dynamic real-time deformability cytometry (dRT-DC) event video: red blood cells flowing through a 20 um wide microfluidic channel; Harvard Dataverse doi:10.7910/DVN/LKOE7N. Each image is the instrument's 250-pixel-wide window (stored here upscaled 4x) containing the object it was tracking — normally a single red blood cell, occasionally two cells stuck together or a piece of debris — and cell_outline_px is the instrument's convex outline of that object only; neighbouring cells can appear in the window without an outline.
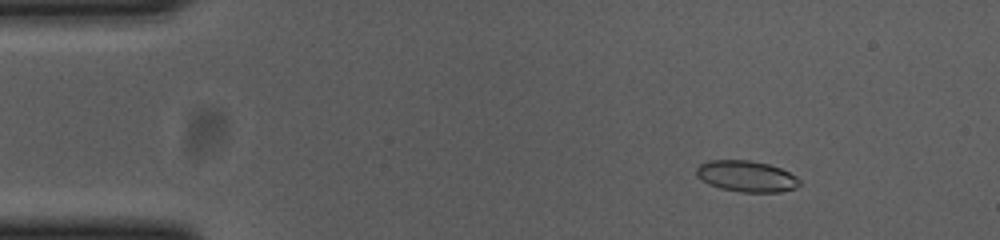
{"species": "common noctule bat (a hibernating species)", "species_latin": "Nyctalus noctula", "temperature_condition": "cold", "stored_images_in_passage": 53, "camera_frame_rate_fps": 3000, "um_per_image_px": 0.085, "animal": {"sex": "female", "body_mass_g": 23.0, "forearm_length_mm": 53.4}, "frame": {"image": 1, "passage_image": 5, "time_ms": 1.333, "image_size_px": [1000, 240], "cell_outline_px": [[800, 184], [796, 188], [780, 192], [740, 192], [720, 188], [704, 180], [696, 172], [696, 168], [700, 164], [708, 160], [748, 160], [768, 164], [780, 168], [796, 176], [800, 180]], "centroid_in_image_um": [63.49, 14.98], "position_along_channel_um": 21.5, "area_um2": 18.5}}
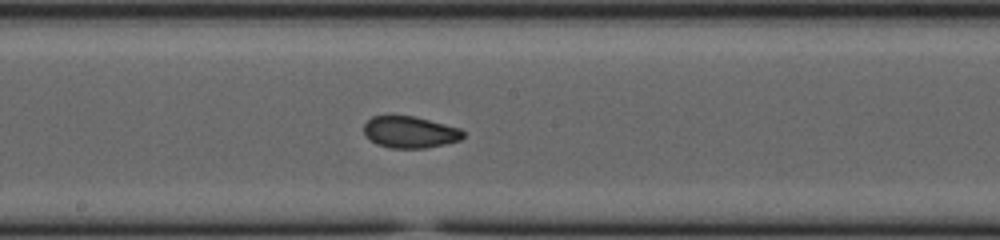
{"frame": {"image": 2, "passage_image": 27, "time_ms": 8.667, "image_size_px": [1000, 240], "cell_outline_px": [[464, 136], [460, 140], [444, 144], [424, 148], [392, 148], [376, 144], [364, 132], [364, 124], [372, 116], [388, 112], [416, 116], [460, 128], [464, 132]], "centroid_in_image_um": [34.81, 11.17], "position_along_channel_um": 213.4, "area_um2": 18.84}}
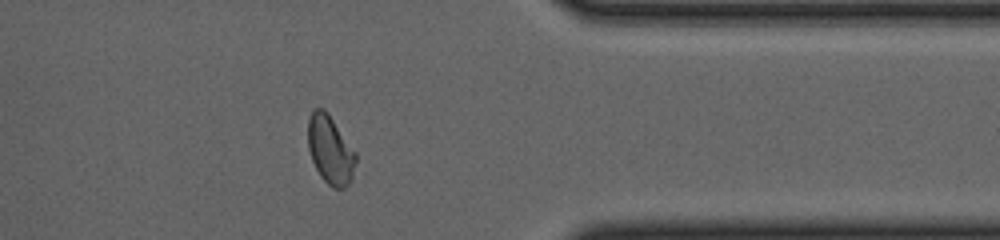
{"frame": {"image": 3, "passage_image": 42, "time_ms": 13.667, "image_size_px": [1000, 240], "cell_outline_px": [[356, 160], [352, 180], [344, 188], [332, 188], [320, 176], [312, 160], [308, 148], [308, 120], [312, 112], [316, 108], [324, 108], [328, 112], [356, 152]], "centroid_in_image_um": [28.08, 12.74], "position_along_channel_um": 383.3, "area_um2": 19.13}, "authors_computed_cell_mechanics": {"area_um2": 18.9006, "velocity_mm_per_s": 3.6896, "shape_relaxation_time_tau1_ms": null, "shape_relaxation_time_tau2_ms": 1.4206, "deformation_change_tau1": null, "deformation_change_tau2": 0.0518}}